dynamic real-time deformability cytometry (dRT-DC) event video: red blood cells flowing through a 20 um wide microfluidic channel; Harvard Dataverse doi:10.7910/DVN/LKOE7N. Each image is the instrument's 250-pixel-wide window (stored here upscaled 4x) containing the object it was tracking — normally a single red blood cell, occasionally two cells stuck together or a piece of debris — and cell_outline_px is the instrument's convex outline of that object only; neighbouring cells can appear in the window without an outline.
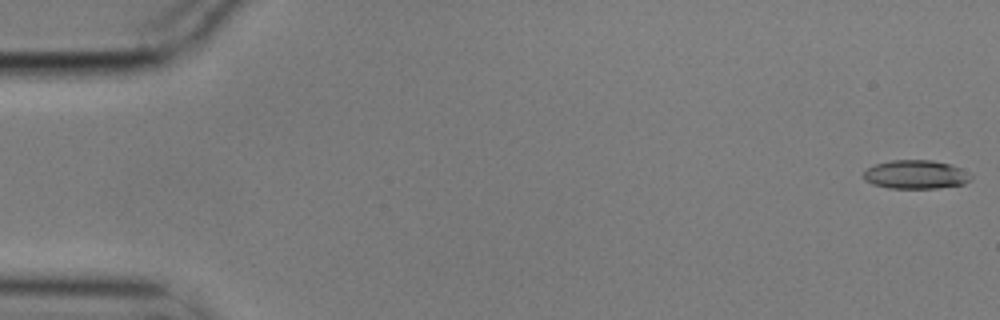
{"species": "common noctule bat (a hibernating species)", "species_latin": "Nyctalus noctula", "temperature_condition": "cold", "stored_images_in_passage": 57, "camera_frame_rate_fps": 3000, "um_per_image_px": 0.085, "animal": {"sex": "male", "body_mass_g": 17.9}, "frame": {"image": 1, "passage_image": 1, "time_ms": 0.0, "image_size_px": [1000, 320], "cell_outline_px": [[972, 176], [964, 184], [940, 188], [888, 188], [872, 184], [864, 180], [864, 172], [868, 168], [876, 164], [892, 160], [932, 160], [948, 164], [960, 168]], "centroid_in_image_um": [77.81, 14.84], "position_along_channel_um": 7.2, "area_um2": 17.8}}
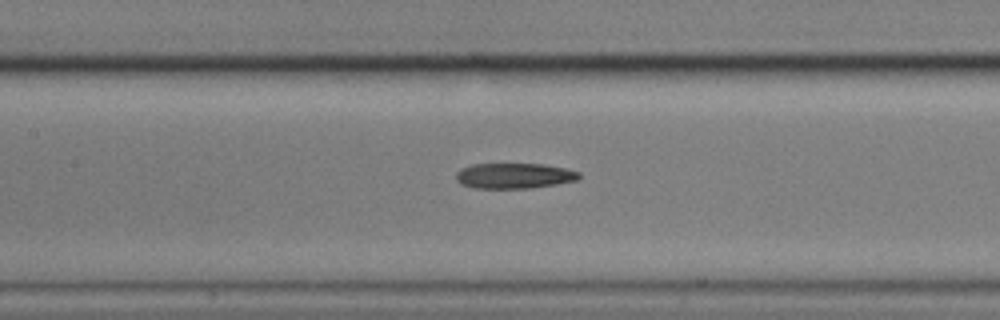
{"frame": {"image": 2, "passage_image": 26, "time_ms": 8.333, "image_size_px": [1000, 320], "cell_outline_px": [[580, 180], [556, 184], [528, 188], [476, 188], [460, 184], [456, 180], [456, 172], [460, 168], [472, 164], [544, 164], [568, 168], [580, 172]], "centroid_in_image_um": [43.72, 14.93], "position_along_channel_um": 163.7, "area_um2": 18.44}}
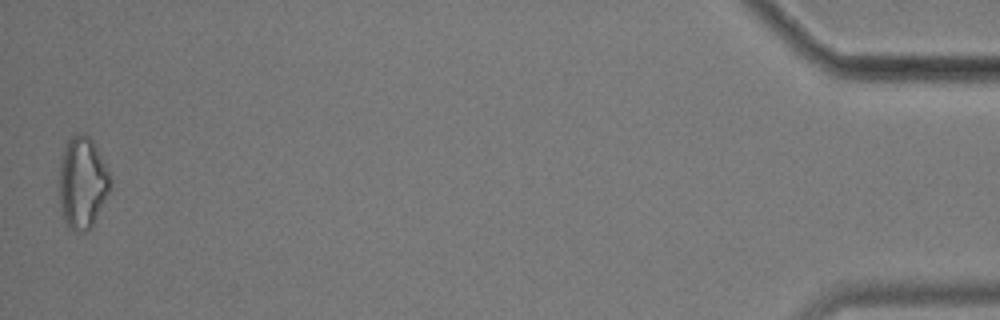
{"frame": {"image": 3, "passage_image": 56, "time_ms": 18.333, "image_size_px": [1000, 320], "cell_outline_px": [[112, 180], [108, 192], [92, 228], [84, 232], [76, 232], [64, 220], [60, 212], [60, 164], [64, 148], [68, 140], [72, 136], [80, 132], [88, 136], [92, 140]], "centroid_in_image_um": [6.99, 15.56], "position_along_channel_um": 428.2, "area_um2": 26.93}}